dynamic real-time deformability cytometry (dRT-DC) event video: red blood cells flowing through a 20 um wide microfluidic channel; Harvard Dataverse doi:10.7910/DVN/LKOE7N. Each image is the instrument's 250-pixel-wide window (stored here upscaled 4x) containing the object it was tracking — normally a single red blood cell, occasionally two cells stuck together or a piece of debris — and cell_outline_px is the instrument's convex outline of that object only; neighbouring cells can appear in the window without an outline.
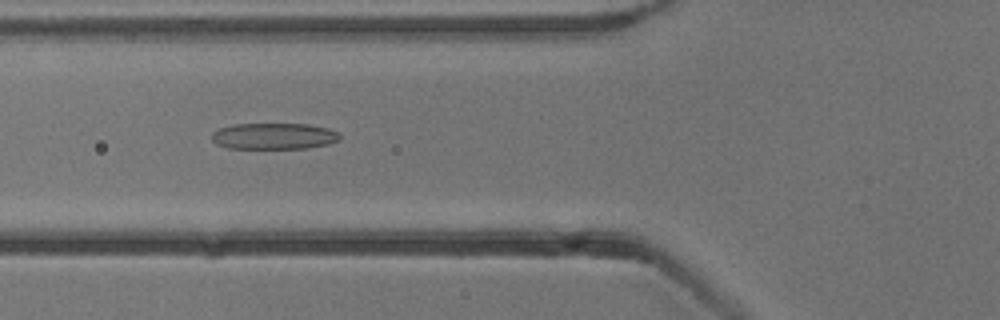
{"species": "common noctule bat (a hibernating species)", "species_latin": "Nyctalus noctula", "temperature_condition": "cold", "stored_images_in_passage": 47, "camera_frame_rate_fps": 3000, "um_per_image_px": 0.085, "animal": {"sex": "male", "body_mass_g": 13.3}, "frame": {"image": 1, "passage_image": 14, "time_ms": 4.333, "image_size_px": [1000, 320], "cell_outline_px": [[340, 140], [328, 144], [308, 148], [228, 148], [216, 144], [212, 140], [212, 132], [220, 128], [232, 124], [308, 124], [328, 128], [340, 132]], "centroid_in_image_um": [23.3, 11.57], "position_along_channel_um": 102.5, "area_um2": 19.71}}
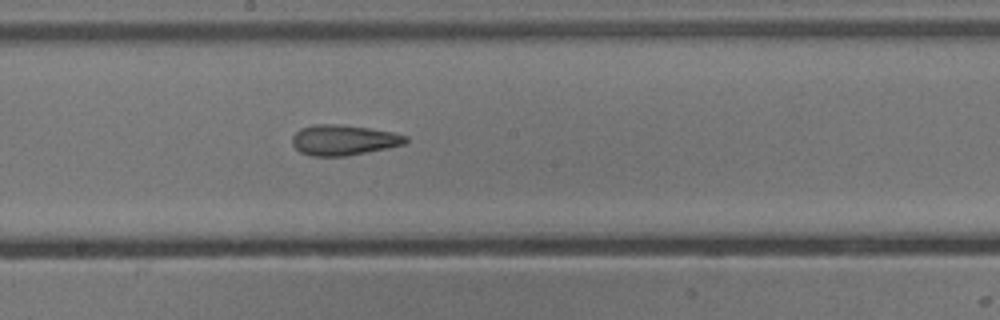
{"frame": {"image": 2, "passage_image": 23, "time_ms": 7.333, "image_size_px": [1000, 320], "cell_outline_px": [[408, 140], [404, 144], [388, 148], [344, 156], [312, 156], [300, 152], [292, 144], [292, 136], [300, 128], [312, 124], [336, 124], [368, 128], [392, 132], [408, 136]], "centroid_in_image_um": [29.18, 11.9], "position_along_channel_um": 219.0, "area_um2": 20.06}}
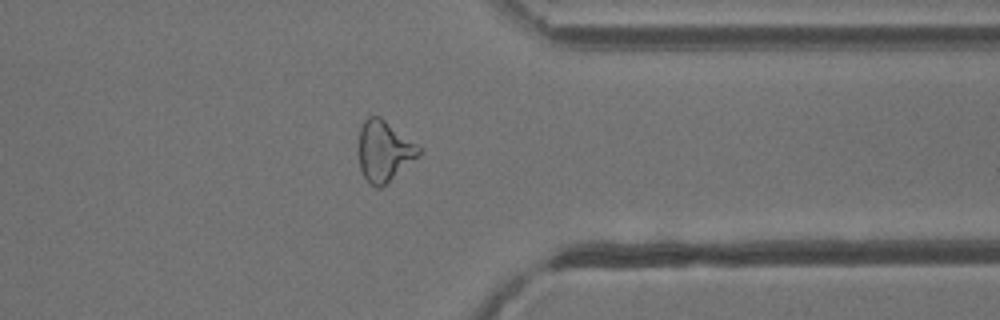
{"frame": {"image": 3, "passage_image": 36, "time_ms": 11.667, "image_size_px": [1000, 320], "cell_outline_px": [[420, 156], [380, 188], [376, 188], [364, 176], [360, 168], [356, 152], [360, 128], [364, 120], [368, 116], [380, 116], [416, 144], [420, 148]], "centroid_in_image_um": [32.6, 12.83], "position_along_channel_um": 378.8, "area_um2": 21.39}, "authors_computed_cell_mechanics": {"area_um2": 21.386, "velocity_mm_per_s": 3.8591, "shape_relaxation_time_tau1_ms": 7.6287, "shape_relaxation_time_tau2_ms": 1.8635, "deformation_change_tau1": 0.2025, "deformation_change_tau2": 0.115}}